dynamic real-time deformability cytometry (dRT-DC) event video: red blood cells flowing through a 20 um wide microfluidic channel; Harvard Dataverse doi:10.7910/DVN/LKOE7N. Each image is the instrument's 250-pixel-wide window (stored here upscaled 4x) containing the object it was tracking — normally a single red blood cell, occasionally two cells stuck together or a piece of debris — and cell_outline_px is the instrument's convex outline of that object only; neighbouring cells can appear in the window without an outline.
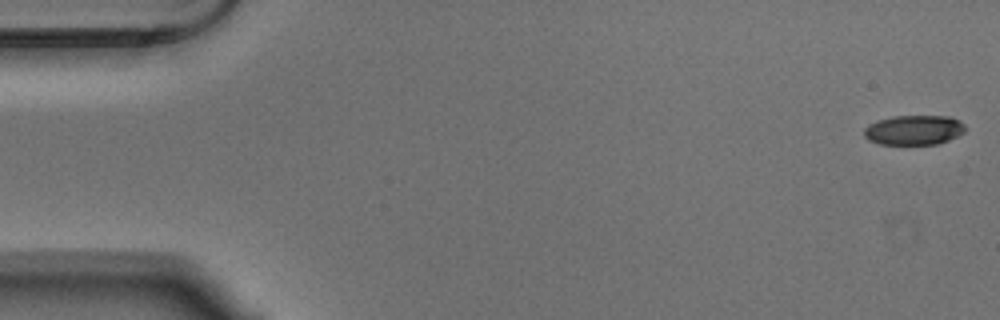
{"species": "Egyptian fruit bat (a non-hibernating species)", "species_latin": "Rousettus aegyptiacus", "temperature_condition": "warm", "stored_images_in_passage": 55, "camera_frame_rate_fps": 3000, "um_per_image_px": 0.085, "animal": {"sex": "male"}, "frame": {"image": 1, "passage_image": 1, "time_ms": 0.0, "image_size_px": [1000, 320], "cell_outline_px": [[964, 132], [948, 140], [936, 144], [880, 144], [868, 140], [864, 136], [864, 128], [868, 124], [892, 116], [948, 116], [960, 120], [964, 124]], "centroid_in_image_um": [77.67, 11.05], "position_along_channel_um": 7.3, "area_um2": 17.46}}
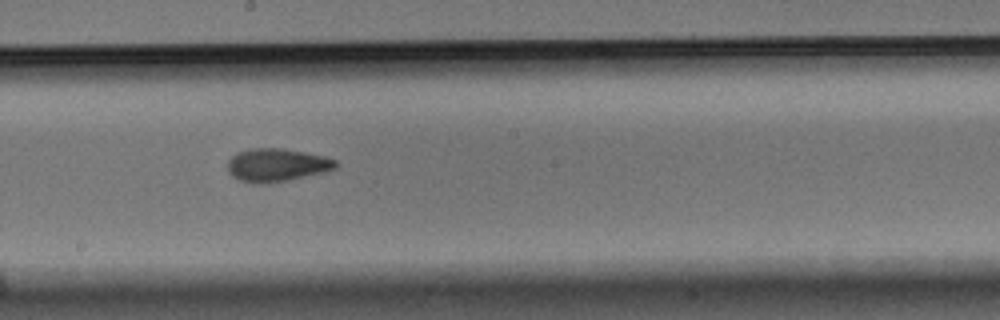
{"frame": {"image": 2, "passage_image": 30, "time_ms": 9.667, "image_size_px": [1000, 320], "cell_outline_px": [[336, 168], [320, 172], [284, 180], [260, 184], [256, 184], [240, 180], [232, 176], [228, 172], [228, 160], [236, 152], [252, 148], [280, 148], [304, 152], [324, 156], [336, 160]], "centroid_in_image_um": [23.45, 14.01], "position_along_channel_um": 224.7, "area_um2": 20.4}}
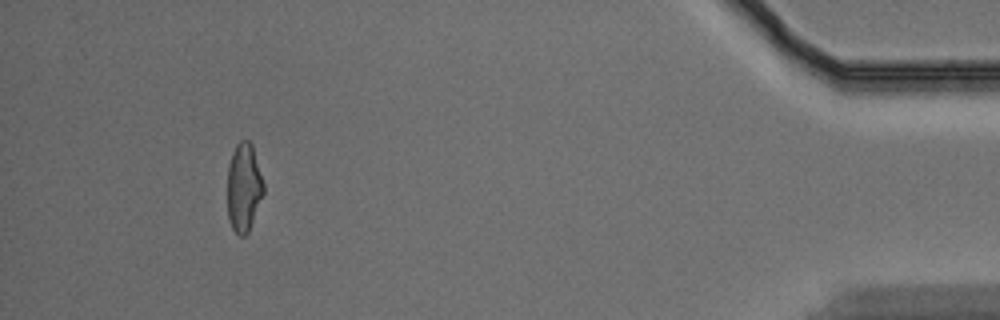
{"frame": {"image": 3, "passage_image": 51, "time_ms": 16.667, "image_size_px": [1000, 320], "cell_outline_px": [[264, 192], [248, 232], [244, 236], [240, 236], [232, 228], [228, 220], [228, 164], [232, 152], [236, 144], [240, 140], [248, 140], [252, 144], [264, 184]], "centroid_in_image_um": [20.72, 15.91], "position_along_channel_um": 414.5, "area_um2": 18.61}, "authors_computed_cell_mechanics": {"area_um2": 19.8254, "velocity_mm_per_s": 3.6616, "shape_relaxation_time_tau1_ms": 7.5483, "shape_relaxation_time_tau2_ms": 2.4136, "deformation_change_tau1": 0.1778, "deformation_change_tau2": 0.087}}